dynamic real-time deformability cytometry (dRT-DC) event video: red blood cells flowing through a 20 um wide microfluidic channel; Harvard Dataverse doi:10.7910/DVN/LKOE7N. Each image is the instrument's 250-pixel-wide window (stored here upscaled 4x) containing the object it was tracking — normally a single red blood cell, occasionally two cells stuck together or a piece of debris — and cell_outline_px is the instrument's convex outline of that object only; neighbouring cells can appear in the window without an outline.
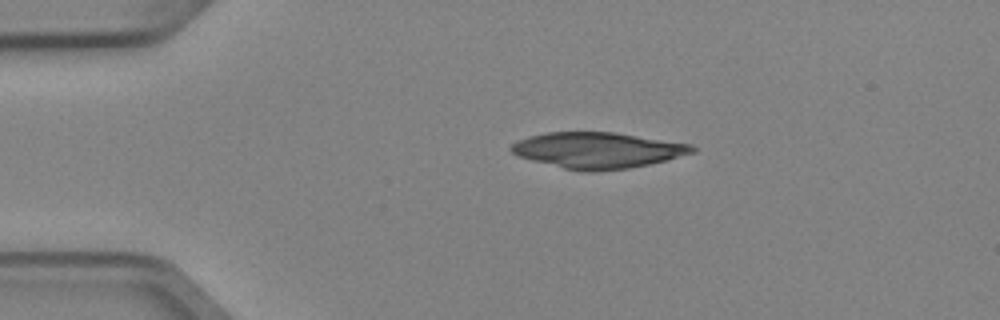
{"species": "Egyptian fruit bat (a non-hibernating species)", "species_latin": "Rousettus aegyptiacus", "temperature_condition": "cold", "stored_images_in_passage": 2, "camera_frame_rate_fps": 3000, "um_per_image_px": 0.085, "animal": {"sex": "female"}, "frame": {"image": 1, "passage_image": 1, "time_ms": 0.0, "image_size_px": [1000, 320], "cell_outline_px": [[696, 152], [668, 160], [628, 168], [596, 172], [584, 172], [564, 168], [532, 160], [520, 156], [512, 152], [508, 148], [512, 144], [528, 136], [548, 132], [612, 132], [692, 144], [696, 148]], "centroid_in_image_um": [50.83, 12.77], "position_along_channel_um": 34.2, "area_um2": 37.8}}